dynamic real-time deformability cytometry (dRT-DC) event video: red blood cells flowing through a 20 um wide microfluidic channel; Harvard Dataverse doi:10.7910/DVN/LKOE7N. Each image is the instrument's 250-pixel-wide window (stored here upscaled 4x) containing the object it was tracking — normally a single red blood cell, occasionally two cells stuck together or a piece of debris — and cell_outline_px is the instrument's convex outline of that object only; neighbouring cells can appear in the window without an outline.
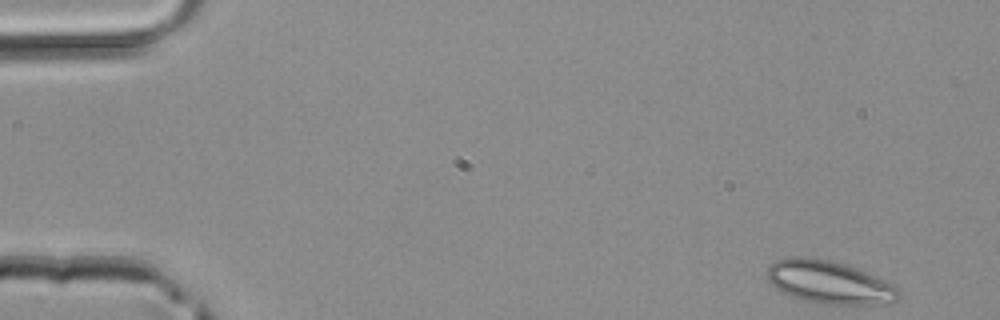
{"species": "common noctule bat (a hibernating species)", "species_latin": "Nyctalus noctula", "temperature_condition": "room temperature", "stored_images_in_passage": 4, "camera_frame_rate_fps": 3000, "um_per_image_px": 0.085, "animal": {"sex": "male", "body_mass_g": 20.4}, "frame": {"image": 1, "passage_image": 1, "time_ms": 0.0, "image_size_px": [1000, 320], "cell_outline_px": [[900, 296], [896, 300], [872, 304], [824, 304], [800, 300], [776, 288], [768, 280], [768, 268], [776, 260], [792, 256], [800, 256], [828, 260], [844, 264], [856, 268], [888, 280], [900, 292]], "centroid_in_image_um": [70.48, 23.99], "position_along_channel_um": 14.5, "area_um2": 32.6}}